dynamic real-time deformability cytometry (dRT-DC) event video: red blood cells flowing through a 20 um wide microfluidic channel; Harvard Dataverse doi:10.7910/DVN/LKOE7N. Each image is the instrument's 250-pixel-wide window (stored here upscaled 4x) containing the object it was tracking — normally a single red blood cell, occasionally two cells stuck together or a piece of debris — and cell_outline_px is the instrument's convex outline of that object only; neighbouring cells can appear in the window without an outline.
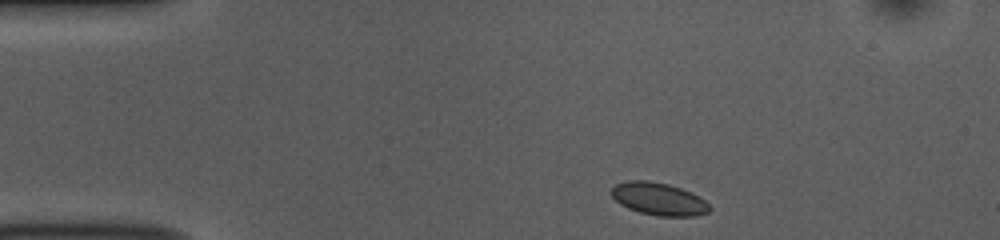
{"species": "common noctule bat (a hibernating species)", "species_latin": "Nyctalus noctula", "temperature_condition": "room temperature", "stored_images_in_passage": 44, "camera_frame_rate_fps": 3000, "um_per_image_px": 0.085, "animal": {"sex": "female", "body_mass_g": 10.0, "forearm_length_mm": 53.1}, "frame": {"image": 1, "passage_image": 1, "time_ms": 0.0, "image_size_px": [1000, 240], "cell_outline_px": [[712, 208], [708, 212], [696, 216], [656, 216], [640, 212], [628, 208], [620, 204], [612, 196], [612, 188], [616, 184], [628, 180], [648, 180], [668, 184], [680, 188], [704, 200]], "centroid_in_image_um": [55.98, 16.91], "position_along_channel_um": 29.0, "area_um2": 18.44}}
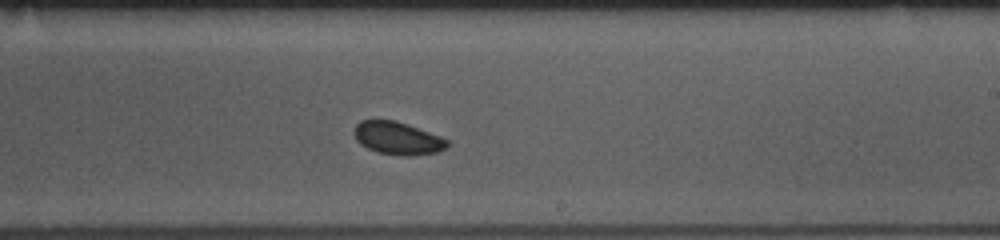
{"frame": {"image": 2, "passage_image": 23, "time_ms": 7.333, "image_size_px": [1000, 240], "cell_outline_px": [[448, 144], [444, 148], [436, 152], [412, 156], [404, 156], [376, 152], [360, 144], [356, 140], [352, 132], [356, 124], [360, 120], [396, 120], [408, 124], [440, 136], [448, 140]], "centroid_in_image_um": [33.75, 11.74], "position_along_channel_um": 255.3, "area_um2": 17.86}}
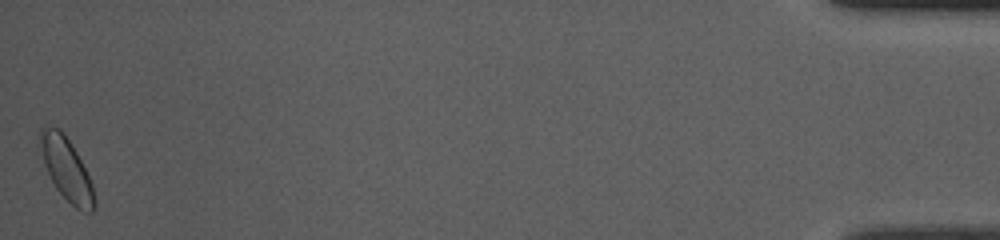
{"frame": {"image": 3, "passage_image": 44, "time_ms": 14.333, "image_size_px": [1000, 240], "cell_outline_px": [[96, 204], [92, 212], [84, 212], [76, 208], [56, 188], [44, 164], [40, 140], [40, 128], [48, 124], [60, 128], [64, 132], [76, 152], [92, 184], [96, 200]], "centroid_in_image_um": [5.66, 14.34], "position_along_channel_um": 429.5, "area_um2": 19.42}, "authors_computed_cell_mechanics": {"area_um2": 17.8891, "velocity_mm_per_s": 3.8187, "shape_relaxation_time_tau1_ms": null, "shape_relaxation_time_tau2_ms": 10.2276, "deformation_change_tau1": null, "deformation_change_tau2": 0.0923}}